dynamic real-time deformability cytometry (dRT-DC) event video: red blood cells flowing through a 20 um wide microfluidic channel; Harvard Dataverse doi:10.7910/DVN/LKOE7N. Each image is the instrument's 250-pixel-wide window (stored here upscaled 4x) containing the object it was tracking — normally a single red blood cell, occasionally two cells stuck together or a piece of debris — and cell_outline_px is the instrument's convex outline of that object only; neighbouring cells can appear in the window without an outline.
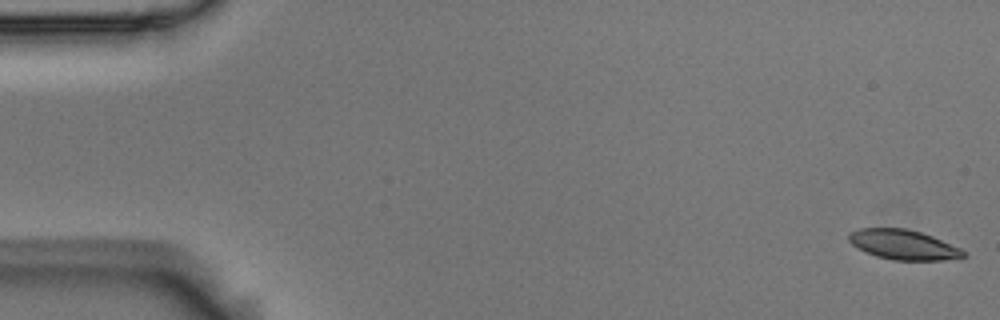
{"species": "Egyptian fruit bat (a non-hibernating species)", "species_latin": "Rousettus aegyptiacus", "temperature_condition": "room temperature", "stored_images_in_passage": 17, "camera_frame_rate_fps": 3000, "um_per_image_px": 0.085, "animal": {"sex": "male"}, "frame": {"image": 1, "passage_image": 1, "time_ms": 0.0, "image_size_px": [1000, 320], "cell_outline_px": [[968, 256], [960, 260], [892, 260], [876, 256], [864, 252], [852, 244], [848, 240], [848, 236], [852, 232], [860, 228], [904, 228], [920, 232], [932, 236], [960, 248]], "centroid_in_image_um": [76.83, 20.82], "position_along_channel_um": 8.2, "area_um2": 20.06}}